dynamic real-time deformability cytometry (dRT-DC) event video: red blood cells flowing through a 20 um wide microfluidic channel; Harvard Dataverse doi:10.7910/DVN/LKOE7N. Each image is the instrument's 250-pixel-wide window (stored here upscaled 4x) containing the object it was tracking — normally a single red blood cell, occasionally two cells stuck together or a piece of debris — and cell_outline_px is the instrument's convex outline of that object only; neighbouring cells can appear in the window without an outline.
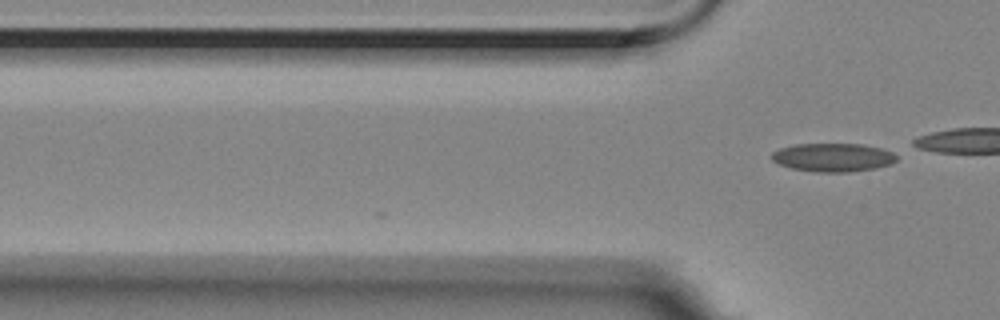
{"species": "Egyptian fruit bat (a non-hibernating species)", "species_latin": "Rousettus aegyptiacus", "temperature_condition": "room temperature", "stored_images_in_passage": 2, "camera_frame_rate_fps": 3000, "um_per_image_px": 0.085, "animal": {"sex": "female"}, "frame": {"image": 1, "passage_image": 2, "time_ms": 0.333, "image_size_px": [1000, 320], "cell_outline_px": [[896, 160], [892, 164], [872, 168], [848, 172], [816, 172], [792, 168], [780, 164], [772, 160], [772, 152], [780, 148], [796, 144], [860, 144], [880, 148], [892, 152], [896, 156]], "centroid_in_image_um": [70.79, 13.38], "position_along_channel_um": 55.0, "area_um2": 20.46}}